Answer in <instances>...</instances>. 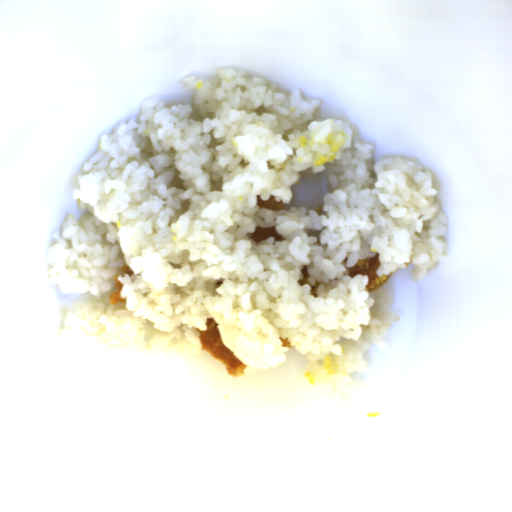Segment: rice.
<instances>
[{
  "mask_svg": "<svg viewBox=\"0 0 512 512\" xmlns=\"http://www.w3.org/2000/svg\"><path fill=\"white\" fill-rule=\"evenodd\" d=\"M179 83L192 103L141 101L77 175L84 215H68L45 255L51 283L89 295L66 312L64 334L119 350L202 347L213 319L245 374L285 364L283 338L304 355L308 384L348 393L401 319L389 291L369 292L368 275L349 268L379 255V277L412 265L415 282L447 259L432 174L415 157L374 161L372 145L319 118L321 100L299 88L228 67ZM317 174L323 208L295 206V186ZM257 226L284 238L256 244ZM116 274L125 302L112 306Z\"/></svg>",
  "mask_w": 512,
  "mask_h": 512,
  "instance_id": "652b925c",
  "label": "rice"
}]
</instances>
